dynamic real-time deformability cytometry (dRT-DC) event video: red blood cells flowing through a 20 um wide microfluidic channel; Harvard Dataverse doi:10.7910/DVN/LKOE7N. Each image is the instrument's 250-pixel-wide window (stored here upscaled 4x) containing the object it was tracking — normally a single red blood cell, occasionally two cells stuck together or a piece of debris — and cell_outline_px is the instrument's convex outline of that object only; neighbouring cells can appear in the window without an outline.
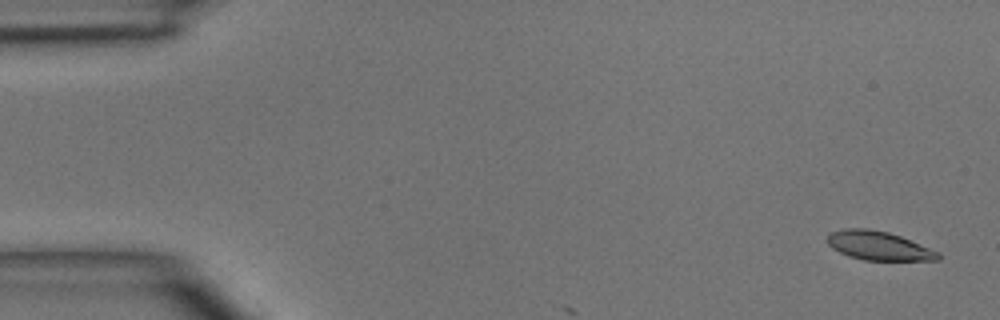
{"species": "common noctule bat (a hibernating species)", "species_latin": "Nyctalus noctula", "temperature_condition": "room temperature", "stored_images_in_passage": 3, "camera_frame_rate_fps": 3000, "um_per_image_px": 0.085, "animal": {"sex": "male", "body_mass_g": 15.6}, "frame": {"image": 1, "passage_image": 1, "time_ms": 0.0, "image_size_px": [1000, 320], "cell_outline_px": [[940, 260], [864, 260], [848, 256], [832, 248], [828, 244], [828, 236], [832, 232], [844, 228], [868, 228], [888, 232], [900, 236], [940, 252]], "centroid_in_image_um": [74.69, 20.89], "position_along_channel_um": 10.3, "area_um2": 18.55}}